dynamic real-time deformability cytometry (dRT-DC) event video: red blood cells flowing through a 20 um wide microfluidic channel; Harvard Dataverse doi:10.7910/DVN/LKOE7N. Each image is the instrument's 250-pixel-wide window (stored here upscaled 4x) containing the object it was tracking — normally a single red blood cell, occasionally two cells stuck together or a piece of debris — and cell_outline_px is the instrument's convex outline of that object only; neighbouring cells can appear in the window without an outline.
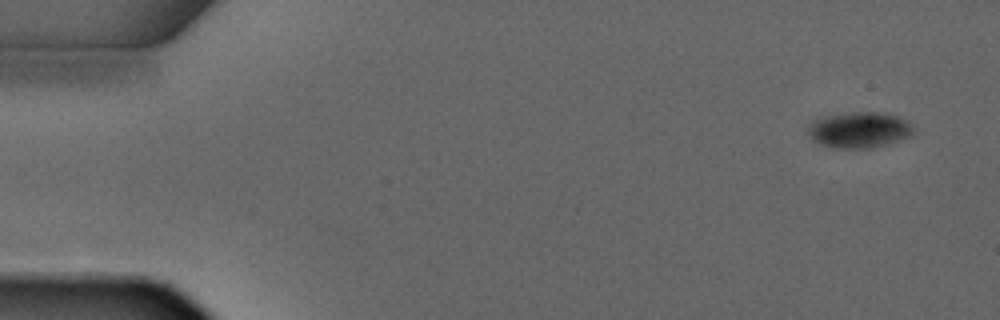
{"species": "common noctule bat (a hibernating species)", "species_latin": "Nyctalus noctula", "temperature_condition": "warm", "stored_images_in_passage": 2, "segment_of_instrument_passage": [2, 2], "camera_frame_rate_fps": 3000, "um_per_image_px": 0.085, "animal": {"sex": "male", "forearm_length_mm": 52.5}, "frame": {"image": 1, "passage_image": 2, "time_ms": 5.0, "image_size_px": [1000, 320], "cell_outline_px": [[912, 132], [908, 136], [900, 140], [872, 148], [832, 148], [820, 144], [812, 140], [808, 136], [808, 124], [812, 120], [824, 116], [852, 112], [880, 112], [900, 116], [908, 120], [912, 124]], "centroid_in_image_um": [73.0, 11.03], "position_along_channel_um": 12.0, "area_um2": 22.31}}